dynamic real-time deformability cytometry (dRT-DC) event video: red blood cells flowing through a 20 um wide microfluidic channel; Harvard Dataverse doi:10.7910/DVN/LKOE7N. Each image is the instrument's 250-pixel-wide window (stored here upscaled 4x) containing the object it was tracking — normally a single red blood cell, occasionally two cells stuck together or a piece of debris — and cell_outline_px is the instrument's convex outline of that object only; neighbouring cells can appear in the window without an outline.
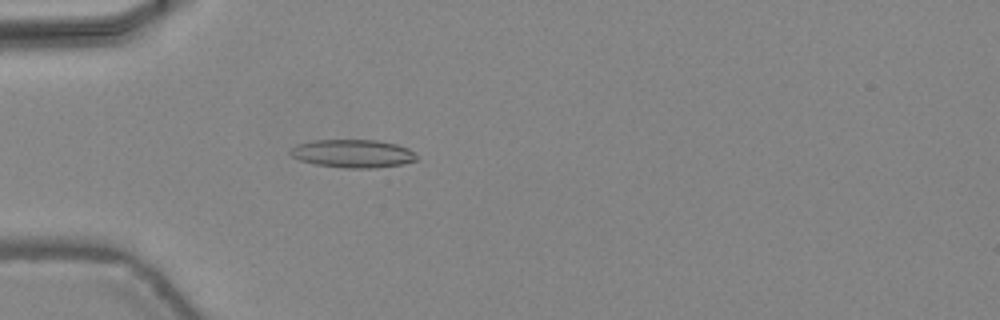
{"species": "common noctule bat (a hibernating species)", "species_latin": "Nyctalus noctula", "temperature_condition": "warm", "stored_images_in_passage": 47, "camera_frame_rate_fps": 3000, "um_per_image_px": 0.085, "animal": {"sex": "female", "body_mass_g": 24.6, "forearm_length_mm": 56.2}, "frame": {"image": 1, "passage_image": 15, "time_ms": 4.667, "image_size_px": [1000, 320], "cell_outline_px": [[416, 160], [400, 164], [376, 168], [344, 168], [316, 164], [300, 160], [292, 156], [288, 152], [296, 144], [316, 140], [376, 140], [396, 144], [408, 148], [416, 156]], "centroid_in_image_um": [29.96, 13.05], "position_along_channel_um": 55.0, "area_um2": 20.52}}
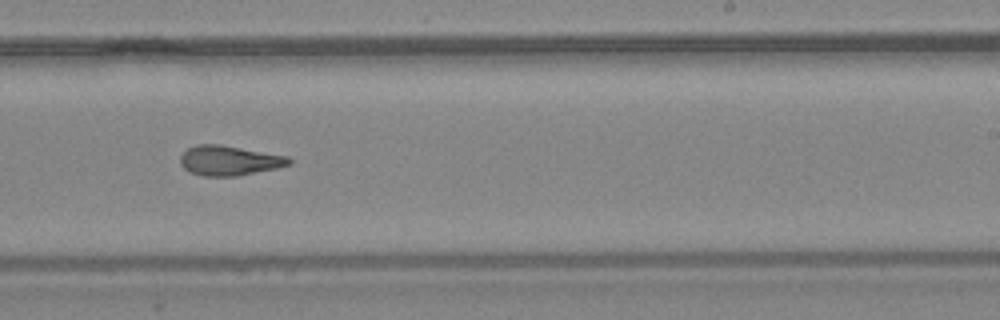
{"frame": {"image": 2, "passage_image": 30, "time_ms": 9.667, "image_size_px": [1000, 320], "cell_outline_px": [[292, 164], [276, 168], [236, 176], [204, 176], [188, 172], [180, 164], [180, 156], [188, 148], [196, 144], [220, 144], [288, 156], [292, 160]], "centroid_in_image_um": [19.47, 13.64], "position_along_channel_um": 269.5, "area_um2": 18.96}}
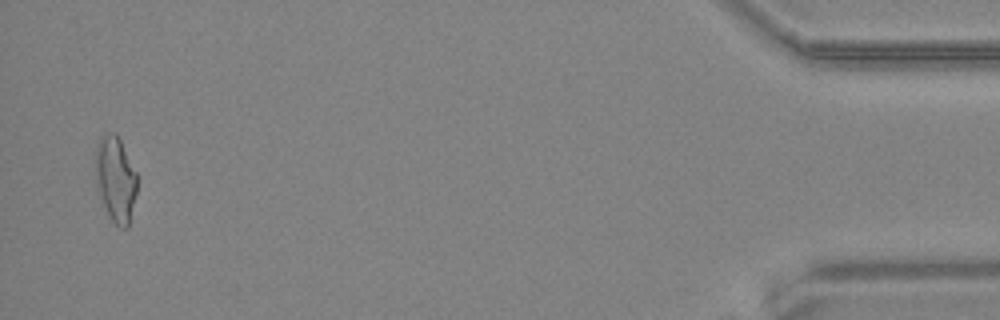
{"frame": {"image": 3, "passage_image": 46, "time_ms": 15.0, "image_size_px": [1000, 320], "cell_outline_px": [[136, 192], [128, 228], [120, 228], [112, 220], [96, 188], [96, 144], [108, 132], [116, 132], [136, 172]], "centroid_in_image_um": [9.82, 15.22], "position_along_channel_um": 425.4, "area_um2": 20.29}, "authors_computed_cell_mechanics": {"area_um2": 19.3052, "velocity_mm_per_s": 4.4921, "shape_relaxation_time_tau1_ms": null, "shape_relaxation_time_tau2_ms": 2.1438, "deformation_change_tau1": null, "deformation_change_tau2": 0.1208}}